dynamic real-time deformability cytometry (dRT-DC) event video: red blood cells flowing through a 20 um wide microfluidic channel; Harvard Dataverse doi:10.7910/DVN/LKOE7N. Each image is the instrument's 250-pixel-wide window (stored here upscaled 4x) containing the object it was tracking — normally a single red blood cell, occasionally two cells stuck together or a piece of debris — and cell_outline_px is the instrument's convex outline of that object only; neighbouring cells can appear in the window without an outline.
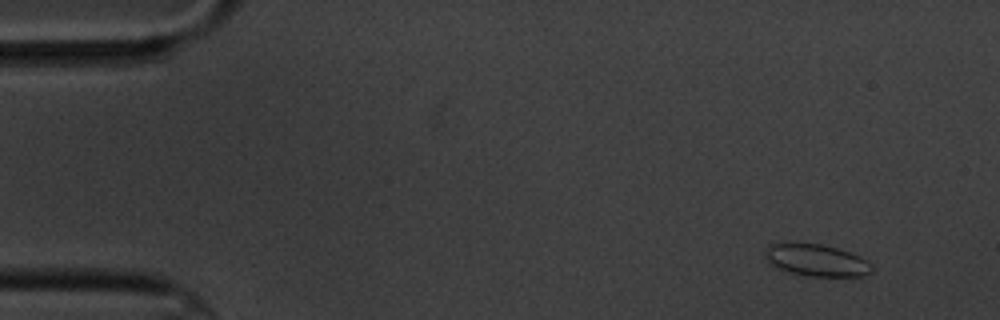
{"species": "common noctule bat (a hibernating species)", "species_latin": "Nyctalus noctula", "temperature_condition": "cold", "stored_images_in_passage": 5, "camera_frame_rate_fps": 3000, "um_per_image_px": 0.085, "animal": {"sex": "male", "body_mass_g": 20.1, "forearm_length_mm": 53.5}, "frame": {"image": 1, "passage_image": 1, "time_ms": 0.0, "image_size_px": [1000, 320], "cell_outline_px": [[872, 272], [864, 276], [808, 276], [788, 272], [772, 268], [764, 260], [764, 252], [772, 244], [788, 240], [820, 244], [836, 248], [860, 256], [872, 264]], "centroid_in_image_um": [69.29, 22.1], "position_along_channel_um": 15.7, "area_um2": 20.63}}
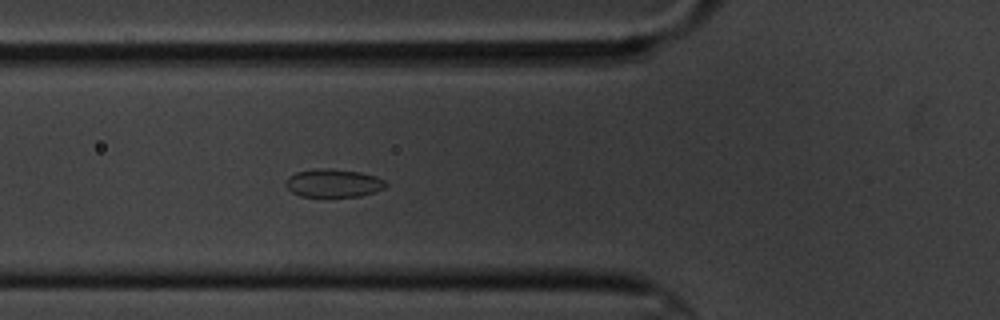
{"frame": {"image": 2, "passage_image": 5, "time_ms": 5.333, "image_size_px": [1000, 320], "cell_outline_px": [[388, 184], [384, 188], [360, 196], [300, 196], [292, 192], [284, 184], [288, 176], [296, 172], [316, 168], [332, 168], [360, 172], [376, 176], [384, 180]], "centroid_in_image_um": [28.32, 15.54], "position_along_channel_um": 97.5, "area_um2": 16.42}}